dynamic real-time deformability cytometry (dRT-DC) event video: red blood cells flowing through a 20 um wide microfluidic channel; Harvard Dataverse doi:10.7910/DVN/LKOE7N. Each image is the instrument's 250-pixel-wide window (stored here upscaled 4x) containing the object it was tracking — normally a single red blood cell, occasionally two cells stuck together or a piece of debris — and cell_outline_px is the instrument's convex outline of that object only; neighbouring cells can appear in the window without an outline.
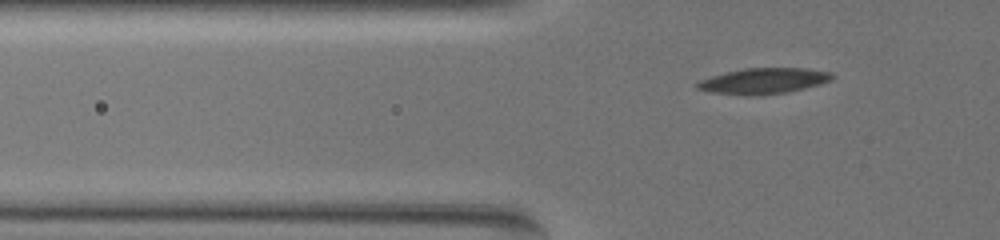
{"species": "common noctule bat (a hibernating species)", "species_latin": "Nyctalus noctula", "temperature_condition": "warm", "stored_images_in_passage": 46, "camera_frame_rate_fps": 3000, "um_per_image_px": 0.085, "animal": {"sex": "female", "body_mass_g": 19.5, "forearm_length_mm": 54.1}, "frame": {"image": 1, "passage_image": 7, "time_ms": 2.0, "image_size_px": [1000, 240], "cell_outline_px": [[836, 76], [832, 80], [804, 88], [784, 92], [712, 92], [696, 88], [696, 84], [700, 80], [712, 76], [744, 68], [808, 68], [832, 72]], "centroid_in_image_um": [65.01, 6.81], "position_along_channel_um": 60.8, "area_um2": 19.02}}
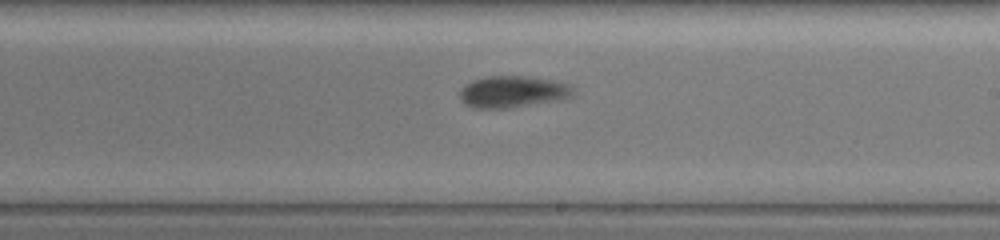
{"frame": {"image": 2, "passage_image": 24, "time_ms": 7.667, "image_size_px": [1000, 240], "cell_outline_px": [[572, 96], [560, 100], [508, 108], [472, 108], [464, 104], [460, 100], [460, 88], [464, 84], [472, 80], [488, 76], [528, 76], [552, 80], [572, 84]], "centroid_in_image_um": [43.55, 7.8], "position_along_channel_um": 245.5, "area_um2": 21.15}}
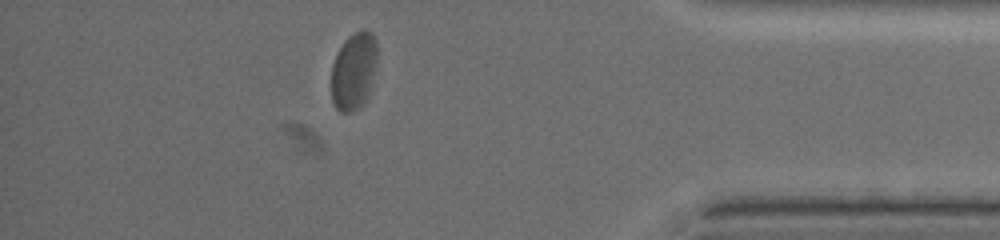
{"frame": {"image": 3, "passage_image": 40, "time_ms": 13.0, "image_size_px": [1000, 240], "cell_outline_px": [[376, 60], [368, 96], [364, 104], [360, 108], [352, 112], [340, 112], [336, 108], [332, 100], [332, 64], [336, 52], [344, 40], [348, 36], [364, 28], [372, 32], [376, 40]], "centroid_in_image_um": [30.06, 6.03], "position_along_channel_um": 405.1, "area_um2": 20.81}, "authors_computed_cell_mechanics": {"area_um2": 21.1548, "velocity_mm_per_s": 3.5054, "shape_relaxation_time_tau1_ms": 6.2921, "shape_relaxation_time_tau2_ms": null, "deformation_change_tau1": 0.1801, "deformation_change_tau2": null}}